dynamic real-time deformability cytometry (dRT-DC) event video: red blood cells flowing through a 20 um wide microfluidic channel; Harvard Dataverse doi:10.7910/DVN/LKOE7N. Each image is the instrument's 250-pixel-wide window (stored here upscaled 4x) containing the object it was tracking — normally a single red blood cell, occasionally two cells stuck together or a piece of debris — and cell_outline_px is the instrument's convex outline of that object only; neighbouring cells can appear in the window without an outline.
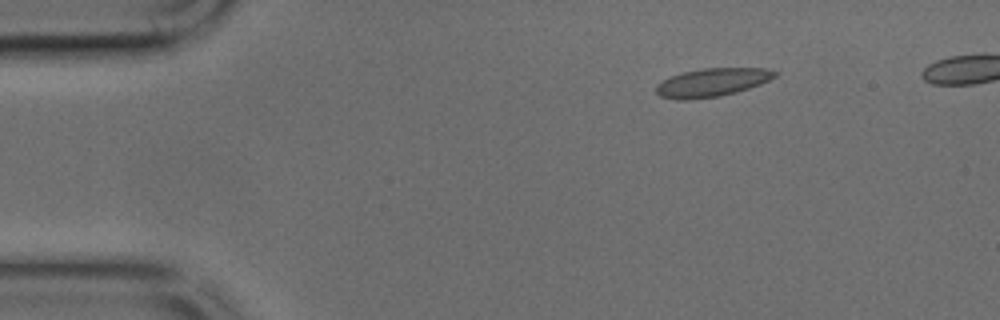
{"species": "common noctule bat (a hibernating species)", "species_latin": "Nyctalus noctula", "temperature_condition": "cold", "stored_images_in_passage": 9, "camera_frame_rate_fps": 3000, "um_per_image_px": 0.085, "animal": {"sex": "male", "body_mass_g": 17.9, "forearm_length_mm": 54.2}, "frame": {"image": 1, "passage_image": 1, "time_ms": 0.0, "image_size_px": [1000, 320], "cell_outline_px": [[780, 72], [776, 76], [760, 84], [736, 92], [720, 96], [688, 100], [676, 100], [660, 96], [656, 92], [656, 84], [672, 76], [684, 72], [704, 68], [764, 68]], "centroid_in_image_um": [60.53, 7.01], "position_along_channel_um": 24.5, "area_um2": 19.54}}